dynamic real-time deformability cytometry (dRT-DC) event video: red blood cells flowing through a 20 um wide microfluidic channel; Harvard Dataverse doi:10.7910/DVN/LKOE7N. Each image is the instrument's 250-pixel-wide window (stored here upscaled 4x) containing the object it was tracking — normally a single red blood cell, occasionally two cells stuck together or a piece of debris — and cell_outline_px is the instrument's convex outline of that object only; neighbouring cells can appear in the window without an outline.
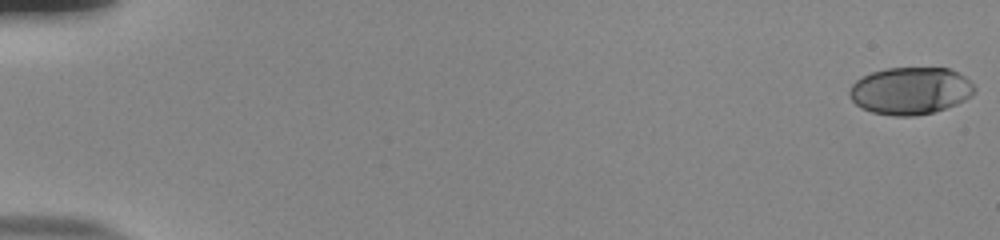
{"species": "human", "species_latin": "Homo sapiens", "temperature_condition": "room temperature", "stored_images_in_passage": 54, "camera_frame_rate_fps": 3000, "um_per_image_px": 0.085, "donor": {"sex": "male"}, "frame": {"image": 1, "passage_image": 1, "time_ms": 0.0, "image_size_px": [1000, 240], "cell_outline_px": [[976, 92], [972, 96], [956, 104], [932, 112], [916, 116], [892, 116], [872, 112], [860, 108], [848, 96], [848, 92], [852, 84], [856, 80], [872, 72], [888, 68], [948, 68], [964, 76], [976, 88]], "centroid_in_image_um": [77.37, 7.72], "position_along_channel_um": 7.6, "area_um2": 34.45}}
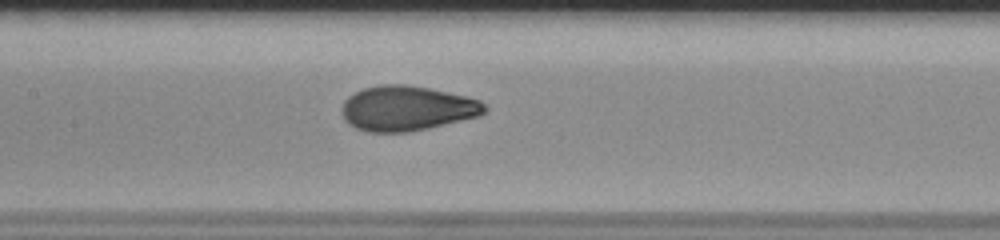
{"frame": {"image": 2, "passage_image": 28, "time_ms": 9.0, "image_size_px": [1000, 240], "cell_outline_px": [[488, 108], [480, 116], [428, 128], [408, 132], [368, 132], [356, 128], [348, 124], [344, 120], [340, 108], [344, 100], [348, 96], [364, 88], [384, 84], [404, 84], [428, 88], [464, 96], [480, 100]], "centroid_in_image_um": [34.56, 9.22], "position_along_channel_um": 172.8, "area_um2": 37.4}}
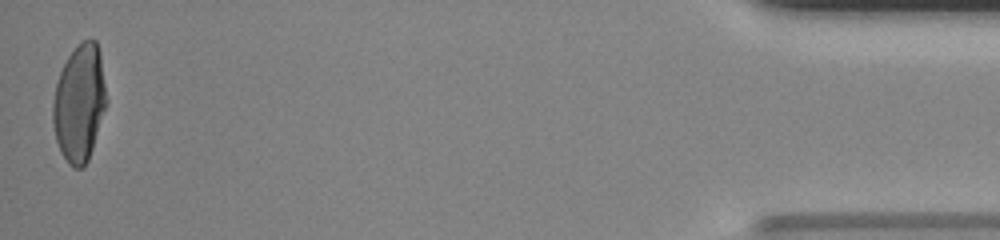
{"frame": {"image": 3, "passage_image": 54, "time_ms": 17.667, "image_size_px": [1000, 240], "cell_outline_px": [[108, 104], [88, 160], [80, 168], [72, 168], [68, 164], [60, 152], [56, 140], [52, 124], [52, 104], [56, 84], [60, 72], [68, 56], [84, 40], [96, 40], [100, 52], [108, 100]], "centroid_in_image_um": [6.76, 8.79], "position_along_channel_um": 428.4, "area_um2": 36.82}, "authors_computed_cell_mechanics": {"area_um2": 36.2984, "velocity_mm_per_s": 3.8915, "shape_relaxation_time_tau1_ms": 8.2534, "shape_relaxation_time_tau2_ms": null, "deformation_change_tau1": 0.2872, "deformation_change_tau2": null}}